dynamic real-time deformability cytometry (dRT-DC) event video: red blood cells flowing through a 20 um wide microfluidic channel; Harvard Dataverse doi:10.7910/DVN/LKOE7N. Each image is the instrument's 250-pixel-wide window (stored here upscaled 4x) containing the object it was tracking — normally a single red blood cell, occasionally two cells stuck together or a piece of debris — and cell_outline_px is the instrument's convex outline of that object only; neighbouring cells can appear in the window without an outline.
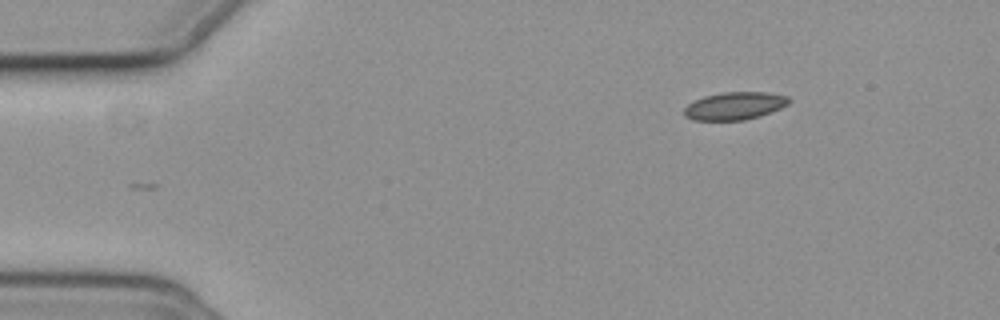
{"species": "common noctule bat (a hibernating species)", "species_latin": "Nyctalus noctula", "temperature_condition": "cold", "stored_images_in_passage": 50, "camera_frame_rate_fps": 3000, "um_per_image_px": 0.085, "animal": {"sex": "female", "body_mass_g": 19.3, "forearm_length_mm": 54.1}, "frame": {"image": 1, "passage_image": 1, "time_ms": 0.0, "image_size_px": [1000, 320], "cell_outline_px": [[792, 100], [788, 104], [780, 108], [760, 116], [744, 120], [692, 120], [684, 116], [684, 108], [688, 104], [704, 96], [724, 92], [768, 92], [788, 96]], "centroid_in_image_um": [62.46, 9.0], "position_along_channel_um": 22.5, "area_um2": 16.94}}
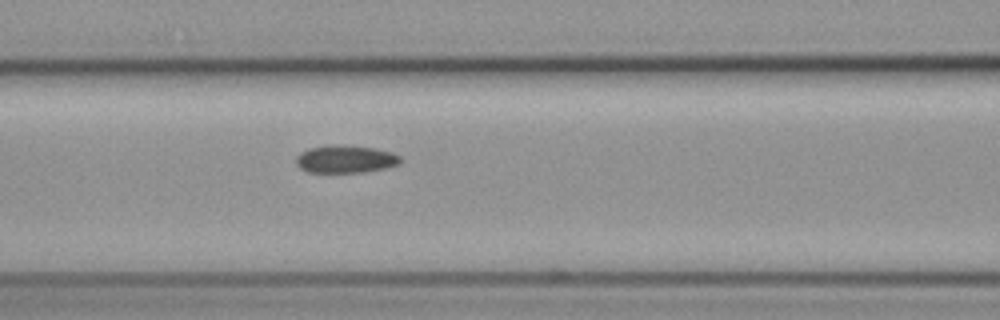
{"frame": {"image": 2, "passage_image": 17, "time_ms": 5.333, "image_size_px": [1000, 320], "cell_outline_px": [[400, 164], [384, 168], [364, 172], [308, 172], [300, 168], [296, 164], [296, 156], [300, 152], [308, 148], [332, 144], [376, 148], [392, 152], [400, 156]], "centroid_in_image_um": [29.35, 13.52], "position_along_channel_um": 137.3, "area_um2": 16.88}}
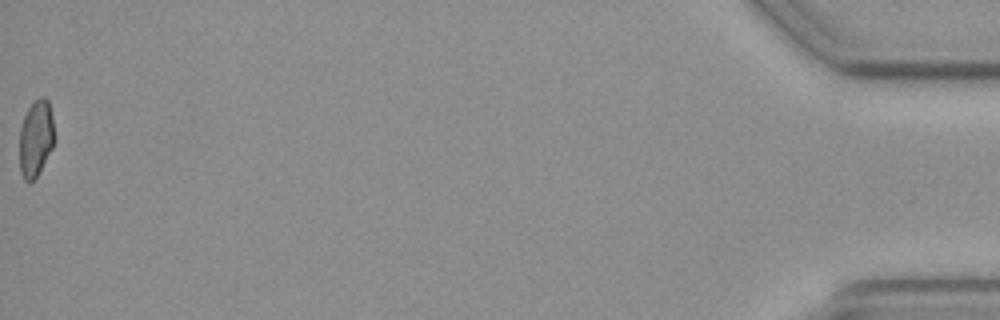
{"frame": {"image": 3, "passage_image": 50, "time_ms": 16.333, "image_size_px": [1000, 320], "cell_outline_px": [[56, 140], [52, 148], [36, 176], [32, 180], [24, 180], [20, 172], [20, 128], [24, 116], [28, 108], [40, 96], [44, 96], [48, 100], [52, 116]], "centroid_in_image_um": [3.06, 11.72], "position_along_channel_um": 432.1, "area_um2": 15.49}, "authors_computed_cell_mechanics": {"area_um2": 17.051, "velocity_mm_per_s": 3.6615, "shape_relaxation_time_tau1_ms": null, "shape_relaxation_time_tau2_ms": 10.2137, "deformation_change_tau1": null, "deformation_change_tau2": 0.1369}}